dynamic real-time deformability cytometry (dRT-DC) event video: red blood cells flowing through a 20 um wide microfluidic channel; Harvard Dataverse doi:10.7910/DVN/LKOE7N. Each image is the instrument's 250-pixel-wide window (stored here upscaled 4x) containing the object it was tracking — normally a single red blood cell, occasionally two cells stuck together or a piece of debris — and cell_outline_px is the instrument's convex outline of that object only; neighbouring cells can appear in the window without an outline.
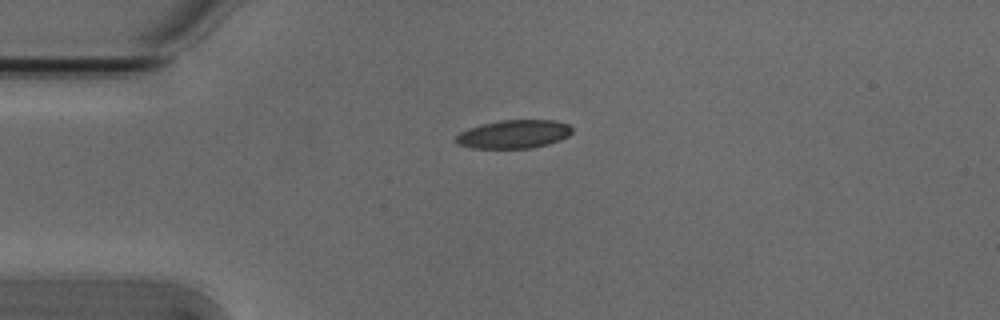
{"species": "Egyptian fruit bat (a non-hibernating species)", "species_latin": "Rousettus aegyptiacus", "temperature_condition": "cold", "stored_images_in_passage": 42, "camera_frame_rate_fps": 3000, "um_per_image_px": 0.085, "animal": {"sex": "male"}, "frame": {"image": 1, "passage_image": 1, "time_ms": 0.0, "image_size_px": [1000, 320], "cell_outline_px": [[572, 132], [568, 136], [560, 140], [548, 144], [532, 148], [472, 148], [456, 144], [456, 136], [460, 132], [468, 128], [500, 120], [552, 120], [568, 124], [572, 128]], "centroid_in_image_um": [43.67, 11.41], "position_along_channel_um": 41.3, "area_um2": 19.19}}
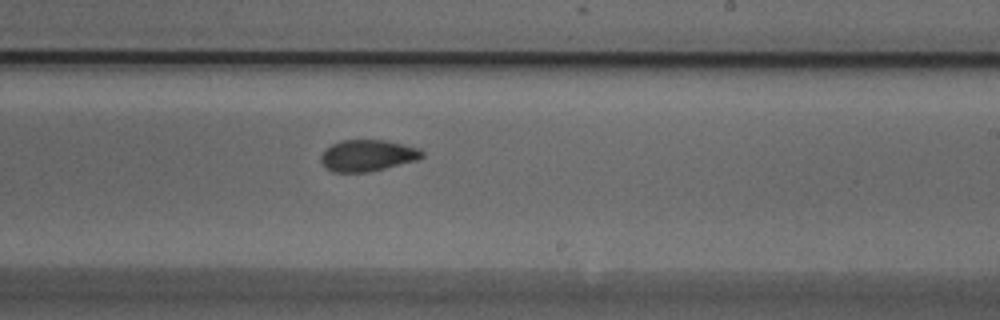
{"frame": {"image": 2, "passage_image": 20, "time_ms": 6.333, "image_size_px": [1000, 320], "cell_outline_px": [[424, 156], [416, 160], [368, 172], [332, 172], [320, 160], [320, 156], [332, 144], [340, 140], [384, 140], [416, 148], [424, 152]], "centroid_in_image_um": [31.22, 13.22], "position_along_channel_um": 257.8, "area_um2": 18.15}}
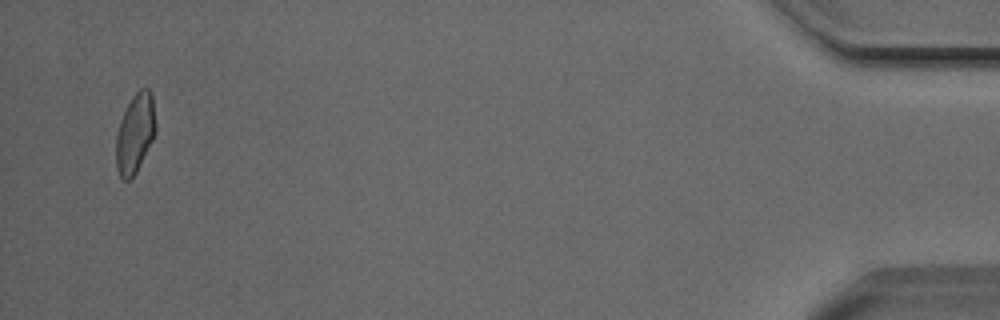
{"frame": {"image": 3, "passage_image": 40, "time_ms": 13.0, "image_size_px": [1000, 320], "cell_outline_px": [[156, 128], [152, 140], [136, 172], [128, 180], [124, 180], [120, 176], [116, 168], [116, 132], [120, 120], [132, 96], [140, 88], [148, 88], [152, 92], [156, 124]], "centroid_in_image_um": [11.48, 11.3], "position_along_channel_um": 423.7, "area_um2": 18.26}, "authors_computed_cell_mechanics": {"area_um2": 18.7272, "velocity_mm_per_s": 3.815, "shape_relaxation_time_tau1_ms": 9.8848, "shape_relaxation_time_tau2_ms": 2.475, "deformation_change_tau1": 0.2215, "deformation_change_tau2": 0.0787}}